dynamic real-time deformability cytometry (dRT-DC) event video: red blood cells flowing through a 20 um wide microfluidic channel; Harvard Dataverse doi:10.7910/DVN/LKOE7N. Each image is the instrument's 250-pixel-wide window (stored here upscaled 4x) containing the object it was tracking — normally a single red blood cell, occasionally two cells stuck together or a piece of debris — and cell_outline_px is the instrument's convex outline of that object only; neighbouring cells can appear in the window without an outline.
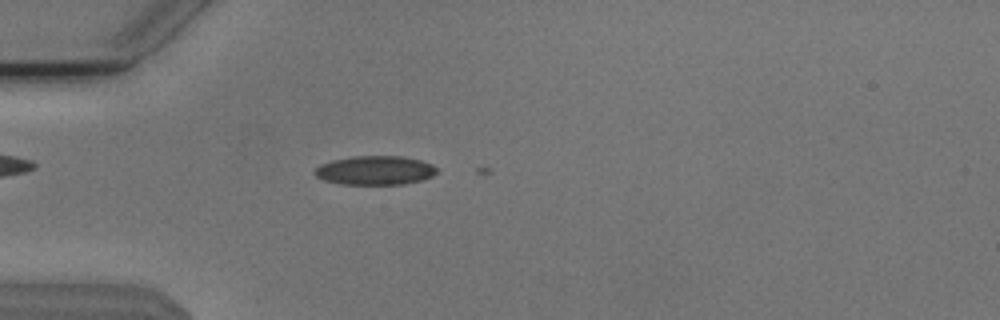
{"species": "Egyptian fruit bat (a non-hibernating species)", "species_latin": "Rousettus aegyptiacus", "temperature_condition": "cold", "stored_images_in_passage": 3, "camera_frame_rate_fps": 3000, "um_per_image_px": 0.085, "animal": {"sex": "male"}, "frame": {"image": 1, "passage_image": 2, "time_ms": 0.333, "image_size_px": [1000, 320], "cell_outline_px": [[436, 172], [432, 176], [424, 180], [404, 184], [340, 184], [324, 180], [316, 176], [312, 172], [320, 164], [332, 160], [352, 156], [400, 156], [420, 160], [432, 164], [436, 168]], "centroid_in_image_um": [31.86, 14.48], "position_along_channel_um": 53.1, "area_um2": 20.69}}